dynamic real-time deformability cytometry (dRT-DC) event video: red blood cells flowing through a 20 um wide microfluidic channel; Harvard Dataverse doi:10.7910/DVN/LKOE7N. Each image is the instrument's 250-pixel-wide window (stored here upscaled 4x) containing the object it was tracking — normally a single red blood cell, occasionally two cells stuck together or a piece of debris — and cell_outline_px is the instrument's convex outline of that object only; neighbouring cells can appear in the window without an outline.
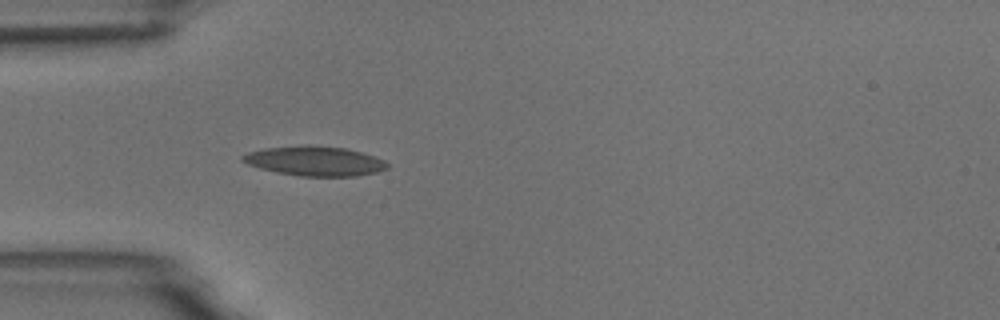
{"species": "common noctule bat (a hibernating species)", "species_latin": "Nyctalus noctula", "temperature_condition": "room temperature", "stored_images_in_passage": 1, "camera_frame_rate_fps": 3000, "um_per_image_px": 0.085, "animal": {"sex": "male", "body_mass_g": 18.8}, "frame": {"image": 1, "passage_image": 1, "time_ms": 0.0, "image_size_px": [1000, 320], "cell_outline_px": [[388, 168], [376, 172], [356, 176], [300, 176], [276, 172], [260, 168], [248, 164], [240, 160], [240, 156], [248, 152], [264, 148], [308, 144], [344, 148], [360, 152], [384, 160], [388, 164]], "centroid_in_image_um": [26.71, 13.68], "position_along_channel_um": 58.3, "area_um2": 24.97}}